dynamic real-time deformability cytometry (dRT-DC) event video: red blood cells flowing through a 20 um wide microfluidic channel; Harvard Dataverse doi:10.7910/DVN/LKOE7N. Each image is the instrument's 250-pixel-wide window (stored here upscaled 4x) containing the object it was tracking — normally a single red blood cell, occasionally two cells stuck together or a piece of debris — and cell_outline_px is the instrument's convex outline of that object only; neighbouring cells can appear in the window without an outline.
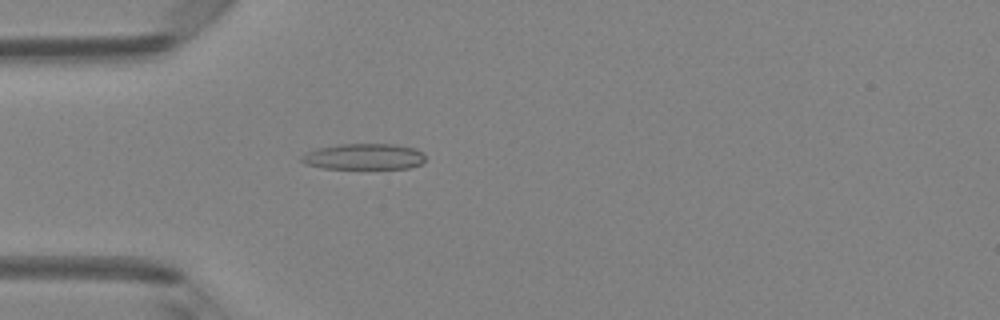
{"species": "Egyptian fruit bat (a non-hibernating species)", "species_latin": "Rousettus aegyptiacus", "temperature_condition": "room temperature", "stored_images_in_passage": 49, "camera_frame_rate_fps": 3000, "um_per_image_px": 0.085, "animal": {"sex": "female"}, "frame": {"image": 1, "passage_image": 15, "time_ms": 4.667, "image_size_px": [1000, 320], "cell_outline_px": [[424, 160], [420, 164], [408, 168], [324, 168], [304, 164], [300, 160], [300, 156], [304, 152], [316, 148], [340, 144], [392, 144], [416, 148], [424, 152]], "centroid_in_image_um": [30.89, 13.3], "position_along_channel_um": 54.1, "area_um2": 18.84}}
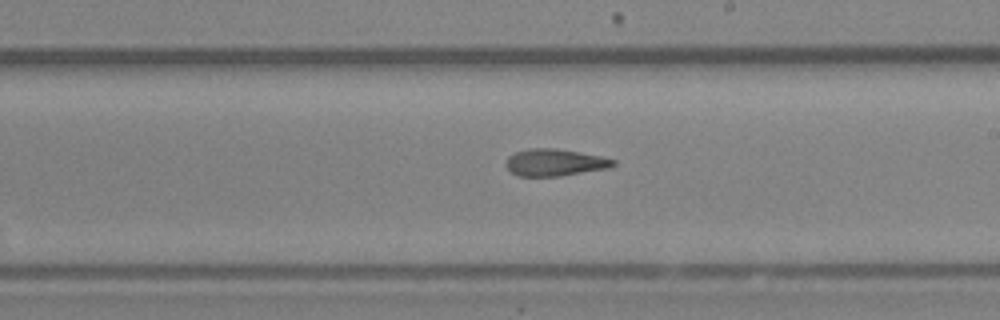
{"frame": {"image": 2, "passage_image": 29, "time_ms": 9.333, "image_size_px": [1000, 320], "cell_outline_px": [[616, 164], [608, 168], [560, 176], [520, 176], [512, 172], [504, 164], [508, 156], [516, 152], [528, 148], [556, 148], [604, 156], [616, 160]], "centroid_in_image_um": [47.17, 13.8], "position_along_channel_um": 241.8, "area_um2": 16.99}}
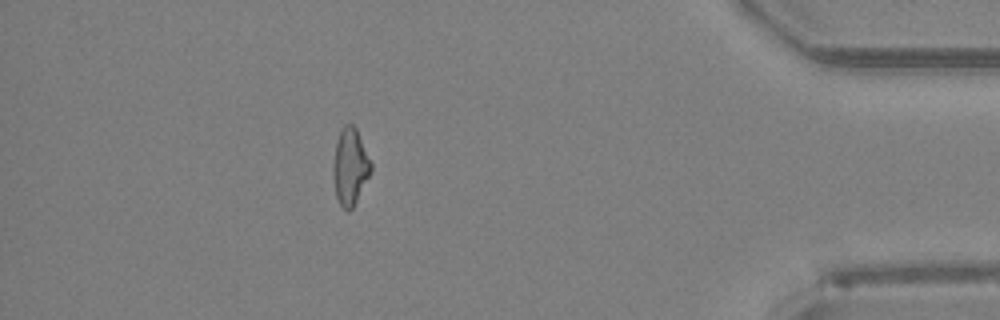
{"frame": {"image": 3, "passage_image": 44, "time_ms": 14.333, "image_size_px": [1000, 320], "cell_outline_px": [[372, 172], [352, 208], [348, 212], [340, 204], [336, 196], [332, 172], [332, 168], [336, 140], [344, 124], [352, 124], [356, 128], [372, 164]], "centroid_in_image_um": [29.76, 14.16], "position_along_channel_um": 405.4, "area_um2": 16.88}}